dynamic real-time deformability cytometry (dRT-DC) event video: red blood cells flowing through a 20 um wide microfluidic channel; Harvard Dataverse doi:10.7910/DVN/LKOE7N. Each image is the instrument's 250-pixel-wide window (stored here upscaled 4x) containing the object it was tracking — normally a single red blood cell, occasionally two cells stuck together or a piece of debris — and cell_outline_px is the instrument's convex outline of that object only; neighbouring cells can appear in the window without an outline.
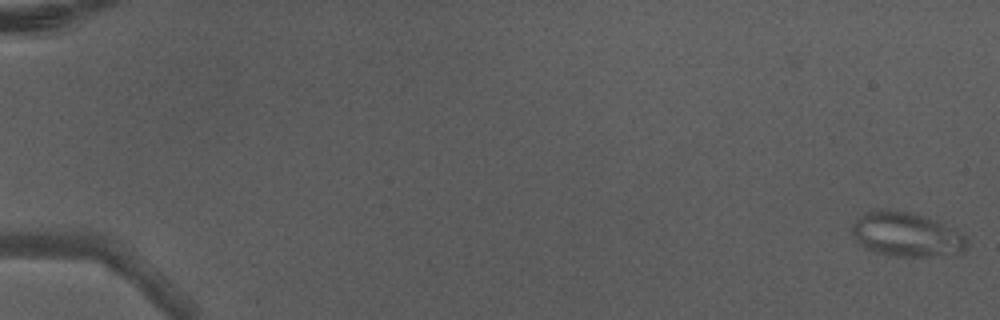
{"species": "Egyptian fruit bat (a non-hibernating species)", "species_latin": "Rousettus aegyptiacus", "temperature_condition": "warm", "stored_images_in_passage": 4, "camera_frame_rate_fps": 3000, "um_per_image_px": 0.085, "animal": {"sex": "male"}, "frame": {"image": 1, "passage_image": 1, "time_ms": 0.0, "image_size_px": [1000, 320], "cell_outline_px": [[968, 248], [960, 256], [892, 256], [876, 252], [864, 248], [852, 236], [852, 224], [864, 212], [876, 208], [896, 208], [912, 212], [936, 220], [960, 232], [964, 236], [968, 244]], "centroid_in_image_um": [77.06, 19.92], "position_along_channel_um": 7.9, "area_um2": 30.58}}